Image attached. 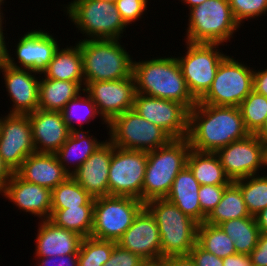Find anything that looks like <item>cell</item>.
I'll list each match as a JSON object with an SVG mask.
<instances>
[{"instance_id": "51", "label": "cell", "mask_w": 267, "mask_h": 266, "mask_svg": "<svg viewBox=\"0 0 267 266\" xmlns=\"http://www.w3.org/2000/svg\"><path fill=\"white\" fill-rule=\"evenodd\" d=\"M257 226L260 233H267V207L263 209L256 217Z\"/></svg>"}, {"instance_id": "49", "label": "cell", "mask_w": 267, "mask_h": 266, "mask_svg": "<svg viewBox=\"0 0 267 266\" xmlns=\"http://www.w3.org/2000/svg\"><path fill=\"white\" fill-rule=\"evenodd\" d=\"M162 260L166 266H196L190 255L169 256Z\"/></svg>"}, {"instance_id": "9", "label": "cell", "mask_w": 267, "mask_h": 266, "mask_svg": "<svg viewBox=\"0 0 267 266\" xmlns=\"http://www.w3.org/2000/svg\"><path fill=\"white\" fill-rule=\"evenodd\" d=\"M186 44L185 53L176 56L187 88L193 98L199 101L209 90L221 61L228 55L219 49V43Z\"/></svg>"}, {"instance_id": "32", "label": "cell", "mask_w": 267, "mask_h": 266, "mask_svg": "<svg viewBox=\"0 0 267 266\" xmlns=\"http://www.w3.org/2000/svg\"><path fill=\"white\" fill-rule=\"evenodd\" d=\"M251 217L240 188L231 182L224 190L219 204L206 217L205 223L219 225L224 221Z\"/></svg>"}, {"instance_id": "11", "label": "cell", "mask_w": 267, "mask_h": 266, "mask_svg": "<svg viewBox=\"0 0 267 266\" xmlns=\"http://www.w3.org/2000/svg\"><path fill=\"white\" fill-rule=\"evenodd\" d=\"M108 140L115 146L153 151L172 138L160 127L142 118L134 109L127 110L108 124Z\"/></svg>"}, {"instance_id": "7", "label": "cell", "mask_w": 267, "mask_h": 266, "mask_svg": "<svg viewBox=\"0 0 267 266\" xmlns=\"http://www.w3.org/2000/svg\"><path fill=\"white\" fill-rule=\"evenodd\" d=\"M184 41L219 43L233 40L241 26L235 20L228 0H206L189 10Z\"/></svg>"}, {"instance_id": "26", "label": "cell", "mask_w": 267, "mask_h": 266, "mask_svg": "<svg viewBox=\"0 0 267 266\" xmlns=\"http://www.w3.org/2000/svg\"><path fill=\"white\" fill-rule=\"evenodd\" d=\"M91 129L73 131L55 153L63 169L71 176L106 140L100 141ZM90 133V134H89ZM73 167V168H72Z\"/></svg>"}, {"instance_id": "37", "label": "cell", "mask_w": 267, "mask_h": 266, "mask_svg": "<svg viewBox=\"0 0 267 266\" xmlns=\"http://www.w3.org/2000/svg\"><path fill=\"white\" fill-rule=\"evenodd\" d=\"M239 109L246 130L257 134L263 127L267 116V97L252 90L240 103Z\"/></svg>"}, {"instance_id": "56", "label": "cell", "mask_w": 267, "mask_h": 266, "mask_svg": "<svg viewBox=\"0 0 267 266\" xmlns=\"http://www.w3.org/2000/svg\"><path fill=\"white\" fill-rule=\"evenodd\" d=\"M1 116H0V134H1V123H2V114H0Z\"/></svg>"}, {"instance_id": "8", "label": "cell", "mask_w": 267, "mask_h": 266, "mask_svg": "<svg viewBox=\"0 0 267 266\" xmlns=\"http://www.w3.org/2000/svg\"><path fill=\"white\" fill-rule=\"evenodd\" d=\"M227 55L218 66L207 93L198 101L203 104L239 107L253 90L254 67Z\"/></svg>"}, {"instance_id": "3", "label": "cell", "mask_w": 267, "mask_h": 266, "mask_svg": "<svg viewBox=\"0 0 267 266\" xmlns=\"http://www.w3.org/2000/svg\"><path fill=\"white\" fill-rule=\"evenodd\" d=\"M82 55L85 82L120 80L133 72V57L121 39L76 40Z\"/></svg>"}, {"instance_id": "46", "label": "cell", "mask_w": 267, "mask_h": 266, "mask_svg": "<svg viewBox=\"0 0 267 266\" xmlns=\"http://www.w3.org/2000/svg\"><path fill=\"white\" fill-rule=\"evenodd\" d=\"M254 67V80H253V90L257 93L262 94L267 97V67L261 70Z\"/></svg>"}, {"instance_id": "4", "label": "cell", "mask_w": 267, "mask_h": 266, "mask_svg": "<svg viewBox=\"0 0 267 266\" xmlns=\"http://www.w3.org/2000/svg\"><path fill=\"white\" fill-rule=\"evenodd\" d=\"M191 150L186 138L171 139L166 145L147 152L142 202L166 198L178 173L187 165Z\"/></svg>"}, {"instance_id": "43", "label": "cell", "mask_w": 267, "mask_h": 266, "mask_svg": "<svg viewBox=\"0 0 267 266\" xmlns=\"http://www.w3.org/2000/svg\"><path fill=\"white\" fill-rule=\"evenodd\" d=\"M189 255L196 266H223V258H219L201 248L197 243L193 246Z\"/></svg>"}, {"instance_id": "24", "label": "cell", "mask_w": 267, "mask_h": 266, "mask_svg": "<svg viewBox=\"0 0 267 266\" xmlns=\"http://www.w3.org/2000/svg\"><path fill=\"white\" fill-rule=\"evenodd\" d=\"M16 173L25 181L50 190L70 176L59 163L55 153L30 154Z\"/></svg>"}, {"instance_id": "25", "label": "cell", "mask_w": 267, "mask_h": 266, "mask_svg": "<svg viewBox=\"0 0 267 266\" xmlns=\"http://www.w3.org/2000/svg\"><path fill=\"white\" fill-rule=\"evenodd\" d=\"M200 186L193 172L186 165L175 177L172 188L166 197L168 201L176 205L198 224L204 223L207 217L201 211L199 203L198 192Z\"/></svg>"}, {"instance_id": "38", "label": "cell", "mask_w": 267, "mask_h": 266, "mask_svg": "<svg viewBox=\"0 0 267 266\" xmlns=\"http://www.w3.org/2000/svg\"><path fill=\"white\" fill-rule=\"evenodd\" d=\"M115 241L82 238L78 251V266H103L110 258Z\"/></svg>"}, {"instance_id": "53", "label": "cell", "mask_w": 267, "mask_h": 266, "mask_svg": "<svg viewBox=\"0 0 267 266\" xmlns=\"http://www.w3.org/2000/svg\"><path fill=\"white\" fill-rule=\"evenodd\" d=\"M256 135L259 136L263 141L267 142V116L262 129Z\"/></svg>"}, {"instance_id": "41", "label": "cell", "mask_w": 267, "mask_h": 266, "mask_svg": "<svg viewBox=\"0 0 267 266\" xmlns=\"http://www.w3.org/2000/svg\"><path fill=\"white\" fill-rule=\"evenodd\" d=\"M228 185H201L198 195L201 211L208 216L219 204Z\"/></svg>"}, {"instance_id": "14", "label": "cell", "mask_w": 267, "mask_h": 266, "mask_svg": "<svg viewBox=\"0 0 267 266\" xmlns=\"http://www.w3.org/2000/svg\"><path fill=\"white\" fill-rule=\"evenodd\" d=\"M133 109L172 139L188 136L189 110L177 101L136 93Z\"/></svg>"}, {"instance_id": "31", "label": "cell", "mask_w": 267, "mask_h": 266, "mask_svg": "<svg viewBox=\"0 0 267 266\" xmlns=\"http://www.w3.org/2000/svg\"><path fill=\"white\" fill-rule=\"evenodd\" d=\"M61 113L71 132L84 131L83 124L89 125L91 120L94 121L98 116L101 124L105 125L108 131V123L101 117L96 104L84 90L76 98L70 100Z\"/></svg>"}, {"instance_id": "15", "label": "cell", "mask_w": 267, "mask_h": 266, "mask_svg": "<svg viewBox=\"0 0 267 266\" xmlns=\"http://www.w3.org/2000/svg\"><path fill=\"white\" fill-rule=\"evenodd\" d=\"M25 33L18 38L19 41L14 46L16 47L15 51H13L15 52L14 56L10 52V47H8L6 64L11 67L29 69L42 74L53 59L56 50L63 43L60 44L61 39L57 40L53 33L51 34L41 28L38 30H28Z\"/></svg>"}, {"instance_id": "44", "label": "cell", "mask_w": 267, "mask_h": 266, "mask_svg": "<svg viewBox=\"0 0 267 266\" xmlns=\"http://www.w3.org/2000/svg\"><path fill=\"white\" fill-rule=\"evenodd\" d=\"M35 261V266H78V255L35 258Z\"/></svg>"}, {"instance_id": "29", "label": "cell", "mask_w": 267, "mask_h": 266, "mask_svg": "<svg viewBox=\"0 0 267 266\" xmlns=\"http://www.w3.org/2000/svg\"><path fill=\"white\" fill-rule=\"evenodd\" d=\"M187 166L200 185H229L231 180L215 152L189 151Z\"/></svg>"}, {"instance_id": "48", "label": "cell", "mask_w": 267, "mask_h": 266, "mask_svg": "<svg viewBox=\"0 0 267 266\" xmlns=\"http://www.w3.org/2000/svg\"><path fill=\"white\" fill-rule=\"evenodd\" d=\"M6 21L7 20H5V18H0V66L6 63L7 55H8L9 40L7 43L6 42L7 34L4 33V31H6ZM4 23H5V26H3Z\"/></svg>"}, {"instance_id": "27", "label": "cell", "mask_w": 267, "mask_h": 266, "mask_svg": "<svg viewBox=\"0 0 267 266\" xmlns=\"http://www.w3.org/2000/svg\"><path fill=\"white\" fill-rule=\"evenodd\" d=\"M59 48L54 53L53 59L42 72L44 78L78 82L85 88L82 55L77 42Z\"/></svg>"}, {"instance_id": "55", "label": "cell", "mask_w": 267, "mask_h": 266, "mask_svg": "<svg viewBox=\"0 0 267 266\" xmlns=\"http://www.w3.org/2000/svg\"><path fill=\"white\" fill-rule=\"evenodd\" d=\"M4 2L6 3V0H0V18H5L4 16L6 15L4 14V10H2L4 8L3 6L5 5L3 4Z\"/></svg>"}, {"instance_id": "39", "label": "cell", "mask_w": 267, "mask_h": 266, "mask_svg": "<svg viewBox=\"0 0 267 266\" xmlns=\"http://www.w3.org/2000/svg\"><path fill=\"white\" fill-rule=\"evenodd\" d=\"M233 16L240 26L245 21L267 16V0H228Z\"/></svg>"}, {"instance_id": "22", "label": "cell", "mask_w": 267, "mask_h": 266, "mask_svg": "<svg viewBox=\"0 0 267 266\" xmlns=\"http://www.w3.org/2000/svg\"><path fill=\"white\" fill-rule=\"evenodd\" d=\"M38 224L34 258L78 255L82 236L57 226L50 219L39 220Z\"/></svg>"}, {"instance_id": "21", "label": "cell", "mask_w": 267, "mask_h": 266, "mask_svg": "<svg viewBox=\"0 0 267 266\" xmlns=\"http://www.w3.org/2000/svg\"><path fill=\"white\" fill-rule=\"evenodd\" d=\"M28 116L35 152L56 153L71 133L62 113L36 109Z\"/></svg>"}, {"instance_id": "45", "label": "cell", "mask_w": 267, "mask_h": 266, "mask_svg": "<svg viewBox=\"0 0 267 266\" xmlns=\"http://www.w3.org/2000/svg\"><path fill=\"white\" fill-rule=\"evenodd\" d=\"M249 255L253 266H267V233H260L258 244Z\"/></svg>"}, {"instance_id": "13", "label": "cell", "mask_w": 267, "mask_h": 266, "mask_svg": "<svg viewBox=\"0 0 267 266\" xmlns=\"http://www.w3.org/2000/svg\"><path fill=\"white\" fill-rule=\"evenodd\" d=\"M147 152L115 147L109 166L108 188L111 196H127L142 201Z\"/></svg>"}, {"instance_id": "40", "label": "cell", "mask_w": 267, "mask_h": 266, "mask_svg": "<svg viewBox=\"0 0 267 266\" xmlns=\"http://www.w3.org/2000/svg\"><path fill=\"white\" fill-rule=\"evenodd\" d=\"M149 0H116L114 3L127 26L142 21L148 10Z\"/></svg>"}, {"instance_id": "20", "label": "cell", "mask_w": 267, "mask_h": 266, "mask_svg": "<svg viewBox=\"0 0 267 266\" xmlns=\"http://www.w3.org/2000/svg\"><path fill=\"white\" fill-rule=\"evenodd\" d=\"M24 214L34 215L38 220L51 218V190L22 179L16 172L0 192Z\"/></svg>"}, {"instance_id": "36", "label": "cell", "mask_w": 267, "mask_h": 266, "mask_svg": "<svg viewBox=\"0 0 267 266\" xmlns=\"http://www.w3.org/2000/svg\"><path fill=\"white\" fill-rule=\"evenodd\" d=\"M240 188L250 216L256 217L267 207V173L234 181Z\"/></svg>"}, {"instance_id": "33", "label": "cell", "mask_w": 267, "mask_h": 266, "mask_svg": "<svg viewBox=\"0 0 267 266\" xmlns=\"http://www.w3.org/2000/svg\"><path fill=\"white\" fill-rule=\"evenodd\" d=\"M94 206L70 209H51L50 220L57 226L74 231L83 238L89 237L93 228Z\"/></svg>"}, {"instance_id": "10", "label": "cell", "mask_w": 267, "mask_h": 266, "mask_svg": "<svg viewBox=\"0 0 267 266\" xmlns=\"http://www.w3.org/2000/svg\"><path fill=\"white\" fill-rule=\"evenodd\" d=\"M144 207L145 204L141 200L133 197H96L90 236L117 242Z\"/></svg>"}, {"instance_id": "34", "label": "cell", "mask_w": 267, "mask_h": 266, "mask_svg": "<svg viewBox=\"0 0 267 266\" xmlns=\"http://www.w3.org/2000/svg\"><path fill=\"white\" fill-rule=\"evenodd\" d=\"M52 209L94 206L93 198L72 176L51 190Z\"/></svg>"}, {"instance_id": "1", "label": "cell", "mask_w": 267, "mask_h": 266, "mask_svg": "<svg viewBox=\"0 0 267 266\" xmlns=\"http://www.w3.org/2000/svg\"><path fill=\"white\" fill-rule=\"evenodd\" d=\"M249 134L239 107L217 106L197 101L189 110L187 139L191 149L216 152Z\"/></svg>"}, {"instance_id": "17", "label": "cell", "mask_w": 267, "mask_h": 266, "mask_svg": "<svg viewBox=\"0 0 267 266\" xmlns=\"http://www.w3.org/2000/svg\"><path fill=\"white\" fill-rule=\"evenodd\" d=\"M35 153L28 114H6L2 117L0 156L16 172L23 161Z\"/></svg>"}, {"instance_id": "23", "label": "cell", "mask_w": 267, "mask_h": 266, "mask_svg": "<svg viewBox=\"0 0 267 266\" xmlns=\"http://www.w3.org/2000/svg\"><path fill=\"white\" fill-rule=\"evenodd\" d=\"M111 157L112 143L106 138V142L71 175L93 198L109 195Z\"/></svg>"}, {"instance_id": "28", "label": "cell", "mask_w": 267, "mask_h": 266, "mask_svg": "<svg viewBox=\"0 0 267 266\" xmlns=\"http://www.w3.org/2000/svg\"><path fill=\"white\" fill-rule=\"evenodd\" d=\"M84 88L78 82L44 78L39 80L38 109L61 112Z\"/></svg>"}, {"instance_id": "47", "label": "cell", "mask_w": 267, "mask_h": 266, "mask_svg": "<svg viewBox=\"0 0 267 266\" xmlns=\"http://www.w3.org/2000/svg\"><path fill=\"white\" fill-rule=\"evenodd\" d=\"M223 266H253L250 255L235 253L223 258Z\"/></svg>"}, {"instance_id": "57", "label": "cell", "mask_w": 267, "mask_h": 266, "mask_svg": "<svg viewBox=\"0 0 267 266\" xmlns=\"http://www.w3.org/2000/svg\"><path fill=\"white\" fill-rule=\"evenodd\" d=\"M104 1H110V2H115L116 0H104Z\"/></svg>"}, {"instance_id": "50", "label": "cell", "mask_w": 267, "mask_h": 266, "mask_svg": "<svg viewBox=\"0 0 267 266\" xmlns=\"http://www.w3.org/2000/svg\"><path fill=\"white\" fill-rule=\"evenodd\" d=\"M13 173L0 156V192L5 188Z\"/></svg>"}, {"instance_id": "6", "label": "cell", "mask_w": 267, "mask_h": 266, "mask_svg": "<svg viewBox=\"0 0 267 266\" xmlns=\"http://www.w3.org/2000/svg\"><path fill=\"white\" fill-rule=\"evenodd\" d=\"M145 208L159 228L161 260L169 256L189 255L196 244L198 223L166 198L147 201Z\"/></svg>"}, {"instance_id": "18", "label": "cell", "mask_w": 267, "mask_h": 266, "mask_svg": "<svg viewBox=\"0 0 267 266\" xmlns=\"http://www.w3.org/2000/svg\"><path fill=\"white\" fill-rule=\"evenodd\" d=\"M0 73L7 96L13 102L10 109L8 108V114H29L38 109L41 74L29 69L11 67L6 63L0 66Z\"/></svg>"}, {"instance_id": "5", "label": "cell", "mask_w": 267, "mask_h": 266, "mask_svg": "<svg viewBox=\"0 0 267 266\" xmlns=\"http://www.w3.org/2000/svg\"><path fill=\"white\" fill-rule=\"evenodd\" d=\"M62 9L84 39H121L128 26L114 2L104 0H71Z\"/></svg>"}, {"instance_id": "16", "label": "cell", "mask_w": 267, "mask_h": 266, "mask_svg": "<svg viewBox=\"0 0 267 266\" xmlns=\"http://www.w3.org/2000/svg\"><path fill=\"white\" fill-rule=\"evenodd\" d=\"M84 91L109 124L115 117L133 109L136 86L133 74L120 80L85 82Z\"/></svg>"}, {"instance_id": "52", "label": "cell", "mask_w": 267, "mask_h": 266, "mask_svg": "<svg viewBox=\"0 0 267 266\" xmlns=\"http://www.w3.org/2000/svg\"><path fill=\"white\" fill-rule=\"evenodd\" d=\"M178 1H181L182 4L184 3L183 5H186L188 7L187 10H190L195 6L201 5L206 0H178Z\"/></svg>"}, {"instance_id": "54", "label": "cell", "mask_w": 267, "mask_h": 266, "mask_svg": "<svg viewBox=\"0 0 267 266\" xmlns=\"http://www.w3.org/2000/svg\"><path fill=\"white\" fill-rule=\"evenodd\" d=\"M143 266H166L163 260L159 261H148Z\"/></svg>"}, {"instance_id": "2", "label": "cell", "mask_w": 267, "mask_h": 266, "mask_svg": "<svg viewBox=\"0 0 267 266\" xmlns=\"http://www.w3.org/2000/svg\"><path fill=\"white\" fill-rule=\"evenodd\" d=\"M168 56V57H166ZM133 60L136 93L173 100L191 110L197 103L189 92L176 56Z\"/></svg>"}, {"instance_id": "30", "label": "cell", "mask_w": 267, "mask_h": 266, "mask_svg": "<svg viewBox=\"0 0 267 266\" xmlns=\"http://www.w3.org/2000/svg\"><path fill=\"white\" fill-rule=\"evenodd\" d=\"M218 226L233 241L236 253L249 255L258 244L260 229L254 216L227 220Z\"/></svg>"}, {"instance_id": "42", "label": "cell", "mask_w": 267, "mask_h": 266, "mask_svg": "<svg viewBox=\"0 0 267 266\" xmlns=\"http://www.w3.org/2000/svg\"><path fill=\"white\" fill-rule=\"evenodd\" d=\"M146 262L138 254L132 253L115 244L110 258L103 266H143Z\"/></svg>"}, {"instance_id": "12", "label": "cell", "mask_w": 267, "mask_h": 266, "mask_svg": "<svg viewBox=\"0 0 267 266\" xmlns=\"http://www.w3.org/2000/svg\"><path fill=\"white\" fill-rule=\"evenodd\" d=\"M215 153L231 182L266 172L267 142L256 134L233 141Z\"/></svg>"}, {"instance_id": "19", "label": "cell", "mask_w": 267, "mask_h": 266, "mask_svg": "<svg viewBox=\"0 0 267 266\" xmlns=\"http://www.w3.org/2000/svg\"><path fill=\"white\" fill-rule=\"evenodd\" d=\"M123 249L138 254L145 261L161 260V239L154 217L144 207L132 225L116 242Z\"/></svg>"}, {"instance_id": "35", "label": "cell", "mask_w": 267, "mask_h": 266, "mask_svg": "<svg viewBox=\"0 0 267 266\" xmlns=\"http://www.w3.org/2000/svg\"><path fill=\"white\" fill-rule=\"evenodd\" d=\"M196 243L219 258L236 253L234 243L218 225L207 223L198 224Z\"/></svg>"}]
</instances>
